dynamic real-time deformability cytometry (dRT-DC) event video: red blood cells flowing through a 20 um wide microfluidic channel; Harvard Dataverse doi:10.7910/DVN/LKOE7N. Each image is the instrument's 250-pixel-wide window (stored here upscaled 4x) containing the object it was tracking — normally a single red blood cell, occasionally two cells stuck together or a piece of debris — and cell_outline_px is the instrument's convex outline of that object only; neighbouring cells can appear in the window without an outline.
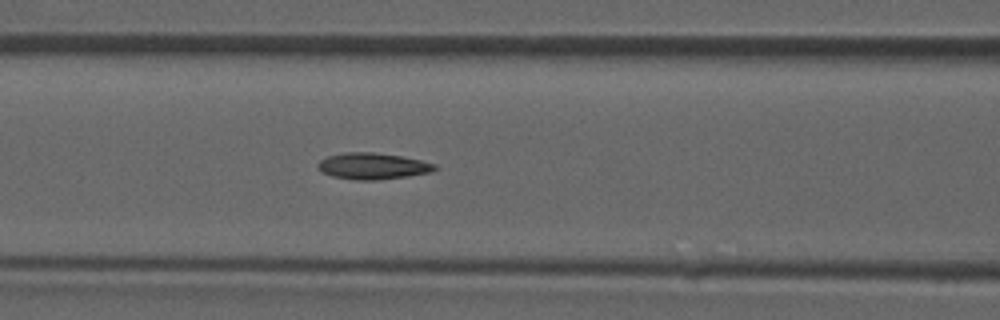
{"species": "common noctule bat (a hibernating species)", "species_latin": "Nyctalus noctula", "temperature_condition": "room temperature", "stored_images_in_passage": 33, "camera_frame_rate_fps": 3000, "um_per_image_px": 0.085, "animal": {"sex": "male", "forearm_length_mm": 52.5}, "frame": {"image": 1, "passage_image": 6, "time_ms": 1.667, "image_size_px": [1000, 320], "cell_outline_px": [[436, 168], [432, 172], [408, 176], [376, 180], [356, 180], [332, 176], [324, 172], [316, 164], [320, 160], [328, 156], [344, 152], [372, 152], [400, 156], [420, 160], [436, 164]], "centroid_in_image_um": [31.68, 14.11], "position_along_channel_um": 134.9, "area_um2": 17.8}}
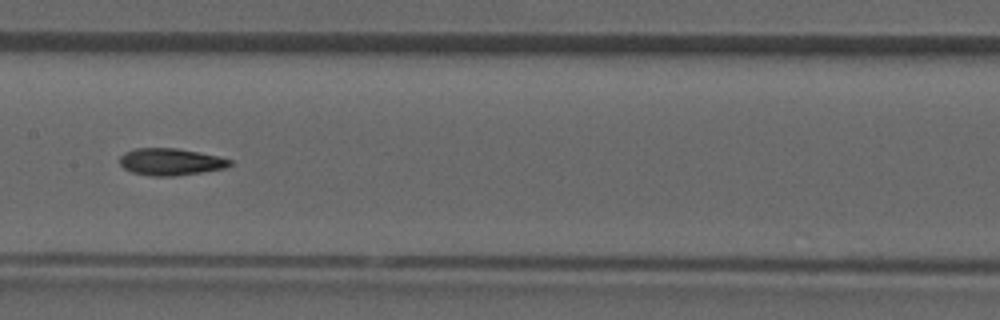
{"frame": {"image": 2, "passage_image": 10, "time_ms": 3.0, "image_size_px": [1000, 320], "cell_outline_px": [[232, 164], [224, 168], [176, 176], [152, 176], [132, 172], [124, 168], [120, 164], [120, 156], [124, 152], [136, 148], [176, 148], [200, 152], [232, 160]], "centroid_in_image_um": [14.48, 13.75], "position_along_channel_um": 192.9, "area_um2": 17.22}}